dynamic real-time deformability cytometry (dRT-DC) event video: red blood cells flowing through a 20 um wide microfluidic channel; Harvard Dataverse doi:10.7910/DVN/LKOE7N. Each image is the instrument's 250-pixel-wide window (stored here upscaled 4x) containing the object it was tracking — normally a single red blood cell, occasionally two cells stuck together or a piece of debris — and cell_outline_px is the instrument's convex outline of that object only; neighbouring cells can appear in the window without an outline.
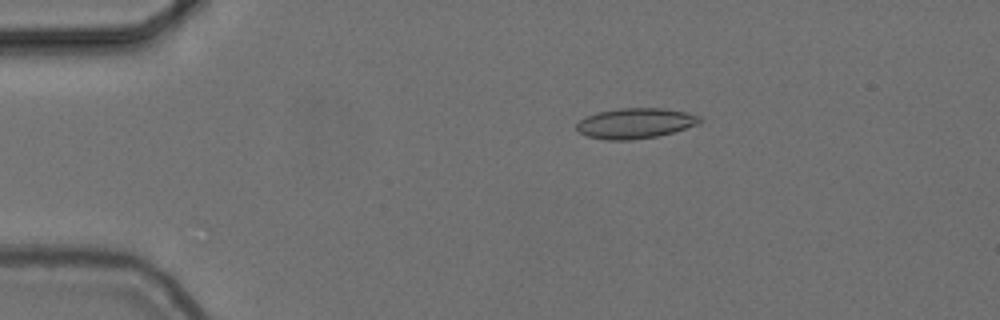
{"species": "common noctule bat (a hibernating species)", "species_latin": "Nyctalus noctula", "temperature_condition": "cold", "stored_images_in_passage": 51, "camera_frame_rate_fps": 3000, "um_per_image_px": 0.085, "animal": {"sex": "female", "body_mass_g": 24.6, "forearm_length_mm": 56.2}, "frame": {"image": 1, "passage_image": 7, "time_ms": 2.0, "image_size_px": [1000, 320], "cell_outline_px": [[704, 120], [700, 124], [672, 132], [656, 136], [632, 140], [608, 140], [588, 136], [580, 132], [576, 128], [576, 124], [580, 120], [588, 116], [600, 112], [620, 108], [664, 108], [684, 112], [700, 116]], "centroid_in_image_um": [54.04, 10.48], "position_along_channel_um": 31.0, "area_um2": 21.62}}
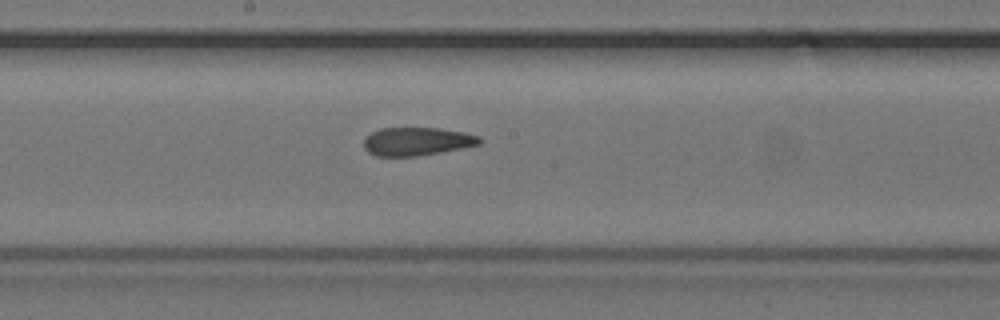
{"frame": {"image": 2, "passage_image": 26, "time_ms": 8.333, "image_size_px": [1000, 320], "cell_outline_px": [[484, 140], [480, 144], [440, 152], [416, 156], [376, 156], [368, 152], [364, 148], [364, 140], [372, 132], [380, 128], [440, 128], [464, 132], [480, 136]], "centroid_in_image_um": [35.46, 12.01], "position_along_channel_um": 212.7, "area_um2": 19.02}}
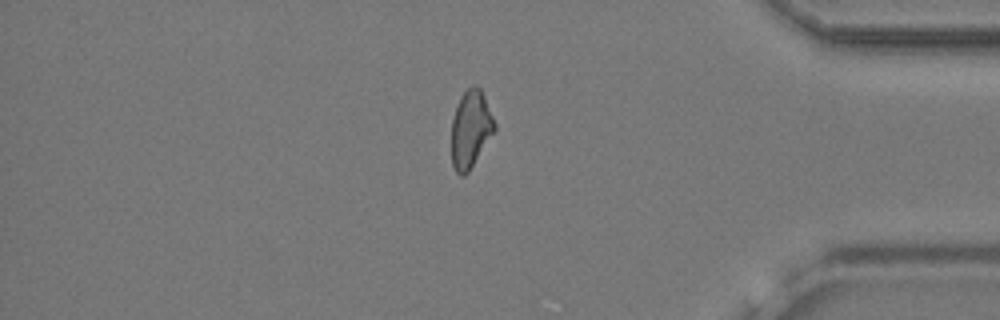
{"frame": {"image": 3, "passage_image": 43, "time_ms": 14.0, "image_size_px": [1000, 320], "cell_outline_px": [[496, 128], [468, 172], [464, 176], [460, 176], [456, 172], [452, 164], [452, 120], [460, 96], [472, 84], [476, 84], [480, 88], [484, 96], [496, 124]], "centroid_in_image_um": [40.0, 10.96], "position_along_channel_um": 395.2, "area_um2": 19.19}, "authors_computed_cell_mechanics": {"area_um2": 19.8832, "velocity_mm_per_s": 3.729, "shape_relaxation_time_tau1_ms": null, "shape_relaxation_time_tau2_ms": 2.6345, "deformation_change_tau1": null, "deformation_change_tau2": 0.0985}}